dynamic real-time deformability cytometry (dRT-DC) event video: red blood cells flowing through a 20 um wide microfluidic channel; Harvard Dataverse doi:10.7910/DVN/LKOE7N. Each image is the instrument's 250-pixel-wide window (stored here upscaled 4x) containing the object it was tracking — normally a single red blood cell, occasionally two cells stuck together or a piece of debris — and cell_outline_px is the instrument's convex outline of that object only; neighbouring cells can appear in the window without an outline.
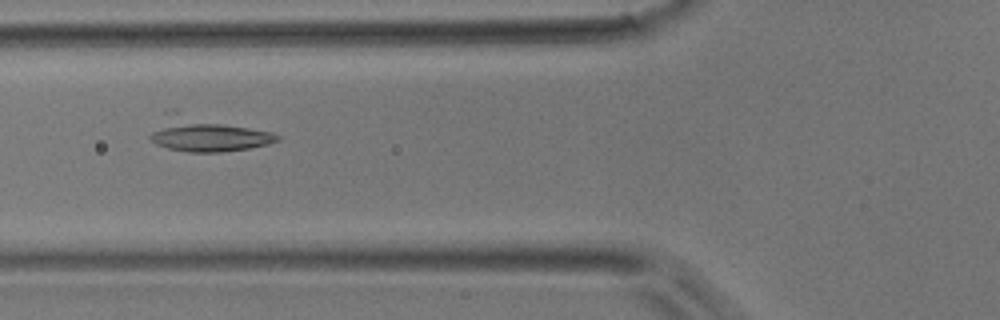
{"species": "common noctule bat (a hibernating species)", "species_latin": "Nyctalus noctula", "temperature_condition": "room temperature", "stored_images_in_passage": 46, "camera_frame_rate_fps": 3000, "um_per_image_px": 0.085, "animal": {"sex": "male", "body_mass_g": 17.9}, "frame": {"image": 1, "passage_image": 17, "time_ms": 5.333, "image_size_px": [1000, 320], "cell_outline_px": [[280, 140], [268, 144], [248, 148], [220, 152], [188, 152], [168, 148], [156, 144], [148, 136], [168, 112], [172, 108], [176, 108], [272, 132], [280, 136]], "centroid_in_image_um": [17.57, 11.36], "position_along_channel_um": 108.2, "area_um2": 26.13}}
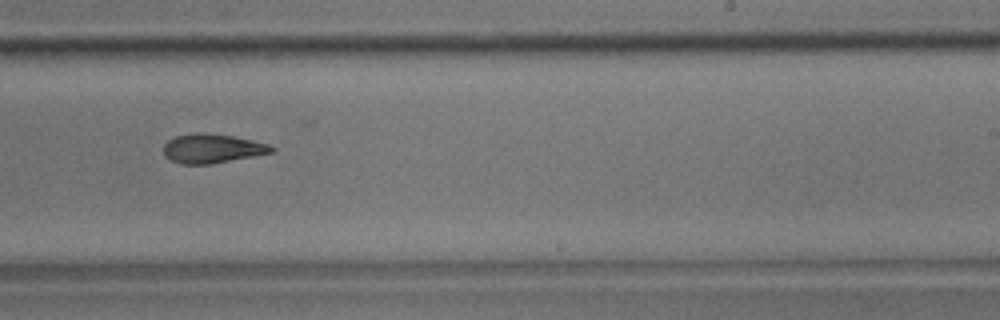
{"frame": {"image": 2, "passage_image": 28, "time_ms": 9.0, "image_size_px": [1000, 320], "cell_outline_px": [[276, 152], [256, 156], [212, 164], [180, 164], [164, 156], [164, 144], [168, 140], [176, 136], [196, 132], [204, 132], [232, 136], [252, 140], [268, 144], [276, 148]], "centroid_in_image_um": [18.07, 12.63], "position_along_channel_um": 270.9, "area_um2": 18.55}}
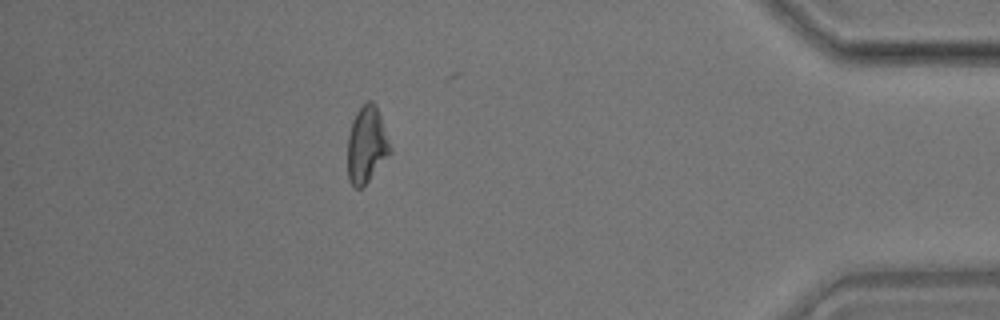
{"frame": {"image": 3, "passage_image": 40, "time_ms": 13.0, "image_size_px": [1000, 320], "cell_outline_px": [[392, 152], [368, 180], [360, 188], [356, 188], [348, 180], [348, 136], [352, 120], [356, 112], [368, 100], [372, 100], [376, 104], [392, 148]], "centroid_in_image_um": [31.17, 12.28], "position_along_channel_um": 404.0, "area_um2": 18.84}}